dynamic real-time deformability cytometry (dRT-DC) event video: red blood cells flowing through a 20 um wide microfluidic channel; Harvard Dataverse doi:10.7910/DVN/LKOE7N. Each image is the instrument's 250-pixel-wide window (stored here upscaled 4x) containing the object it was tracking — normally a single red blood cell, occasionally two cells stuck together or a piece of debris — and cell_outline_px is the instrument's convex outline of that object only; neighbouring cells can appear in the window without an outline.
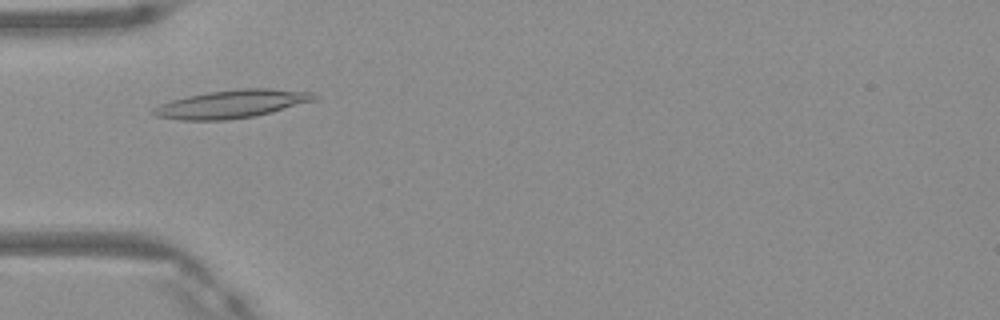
{"species": "Egyptian fruit bat (a non-hibernating species)", "species_latin": "Rousettus aegyptiacus", "temperature_condition": "warm", "stored_images_in_passage": 41, "camera_frame_rate_fps": 3000, "um_per_image_px": 0.085, "frame": {"image": 1, "passage_image": 8, "time_ms": 2.333, "image_size_px": [1000, 320], "cell_outline_px": [[316, 96], [312, 100], [268, 112], [252, 116], [228, 120], [180, 120], [156, 116], [152, 112], [152, 108], [160, 104], [172, 100], [188, 96], [208, 92], [240, 88], [272, 88], [312, 92]], "centroid_in_image_um": [19.62, 8.83], "position_along_channel_um": 65.4, "area_um2": 25.78}}
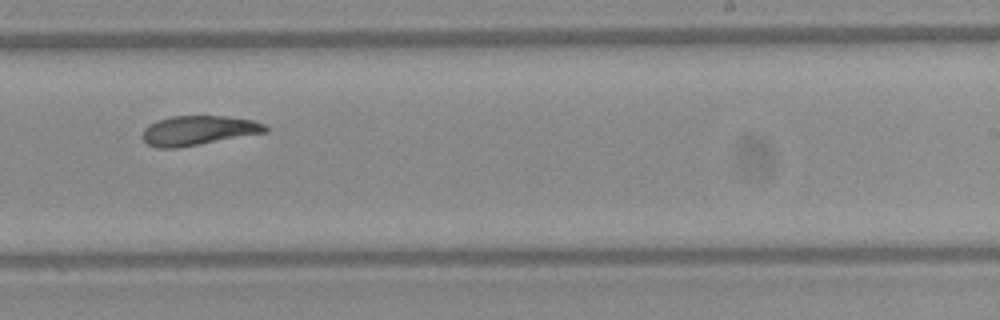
{"frame": {"image": 2, "passage_image": 23, "time_ms": 7.333, "image_size_px": [1000, 320], "cell_outline_px": [[268, 132], [200, 144], [176, 148], [156, 148], [148, 144], [140, 136], [144, 128], [148, 124], [156, 120], [172, 116], [228, 116], [252, 120], [264, 124], [268, 128]], "centroid_in_image_um": [16.82, 11.09], "position_along_channel_um": 272.2, "area_um2": 21.27}}
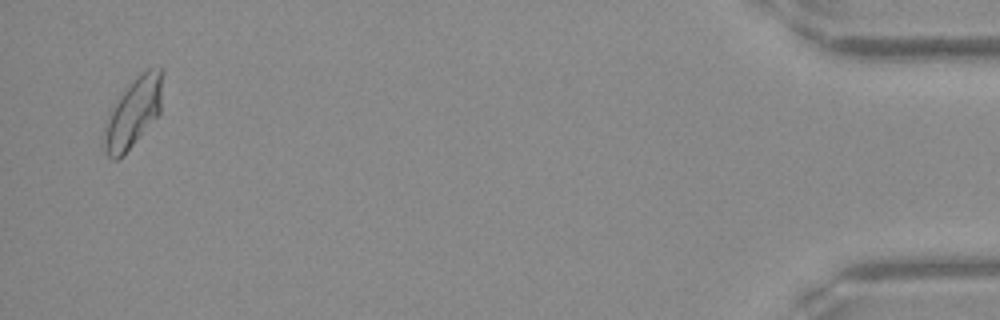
{"frame": {"image": 3, "passage_image": 40, "time_ms": 13.0, "image_size_px": [1000, 320], "cell_outline_px": [[164, 72], [160, 112], [132, 144], [116, 160], [112, 160], [108, 156], [100, 144], [104, 120], [108, 112], [116, 100], [132, 80], [140, 72], [148, 68], [160, 68]], "centroid_in_image_um": [11.27, 9.54], "position_along_channel_um": 423.9, "area_um2": 23.93}, "authors_computed_cell_mechanics": {"area_um2": 21.9062, "velocity_mm_per_s": 4.1497, "shape_relaxation_time_tau1_ms": 9.2007, "shape_relaxation_time_tau2_ms": 3.346, "deformation_change_tau1": 0.2465, "deformation_change_tau2": 0.099}}